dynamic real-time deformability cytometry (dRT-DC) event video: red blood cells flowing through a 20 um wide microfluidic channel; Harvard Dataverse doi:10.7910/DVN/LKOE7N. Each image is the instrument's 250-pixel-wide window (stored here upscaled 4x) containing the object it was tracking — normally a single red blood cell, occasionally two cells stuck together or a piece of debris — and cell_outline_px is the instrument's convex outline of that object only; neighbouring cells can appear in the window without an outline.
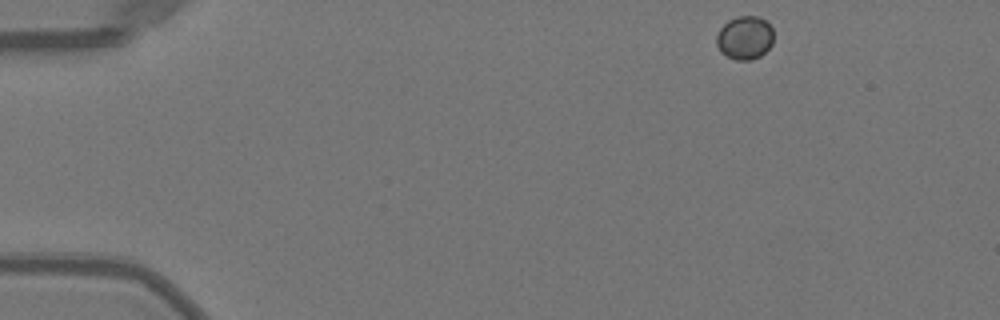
{"species": "Egyptian fruit bat (a non-hibernating species)", "species_latin": "Rousettus aegyptiacus", "temperature_condition": "warm", "stored_images_in_passage": 46, "camera_frame_rate_fps": 3000, "um_per_image_px": 0.085, "animal": {"sex": "female"}, "frame": {"image": 1, "passage_image": 1, "time_ms": 0.0, "image_size_px": [1000, 320], "cell_outline_px": [[772, 44], [760, 56], [752, 60], [736, 60], [720, 52], [716, 44], [716, 36], [720, 28], [728, 20], [736, 16], [760, 16], [772, 28]], "centroid_in_image_um": [63.28, 3.2], "position_along_channel_um": 21.7, "area_um2": 14.45}}
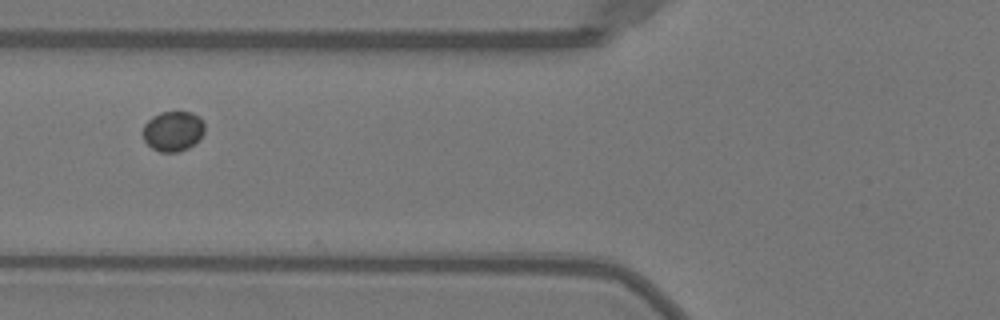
{"frame": {"image": 2, "passage_image": 15, "time_ms": 4.667, "image_size_px": [1000, 320], "cell_outline_px": [[204, 132], [188, 148], [176, 152], [160, 152], [152, 148], [144, 140], [140, 132], [144, 124], [152, 116], [160, 112], [192, 112], [200, 116], [204, 124]], "centroid_in_image_um": [14.66, 11.13], "position_along_channel_um": 111.1, "area_um2": 14.51}}
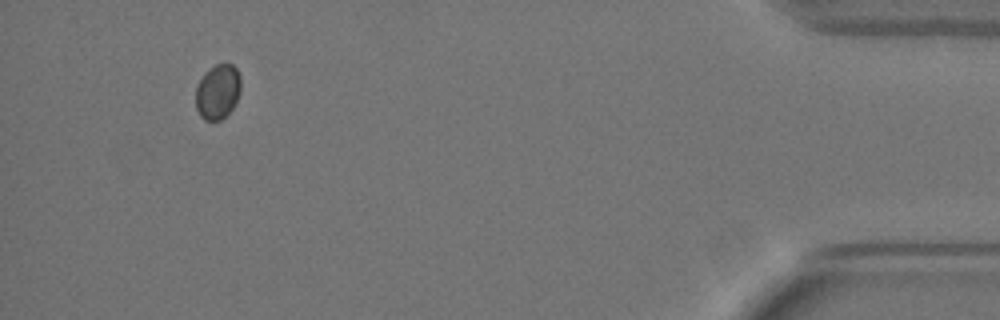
{"frame": {"image": 3, "passage_image": 43, "time_ms": 14.0, "image_size_px": [1000, 320], "cell_outline_px": [[240, 92], [232, 108], [220, 120], [204, 120], [200, 116], [196, 108], [196, 88], [204, 72], [216, 64], [232, 64], [236, 68], [240, 76]], "centroid_in_image_um": [18.49, 7.78], "position_along_channel_um": 416.7, "area_um2": 14.28}}